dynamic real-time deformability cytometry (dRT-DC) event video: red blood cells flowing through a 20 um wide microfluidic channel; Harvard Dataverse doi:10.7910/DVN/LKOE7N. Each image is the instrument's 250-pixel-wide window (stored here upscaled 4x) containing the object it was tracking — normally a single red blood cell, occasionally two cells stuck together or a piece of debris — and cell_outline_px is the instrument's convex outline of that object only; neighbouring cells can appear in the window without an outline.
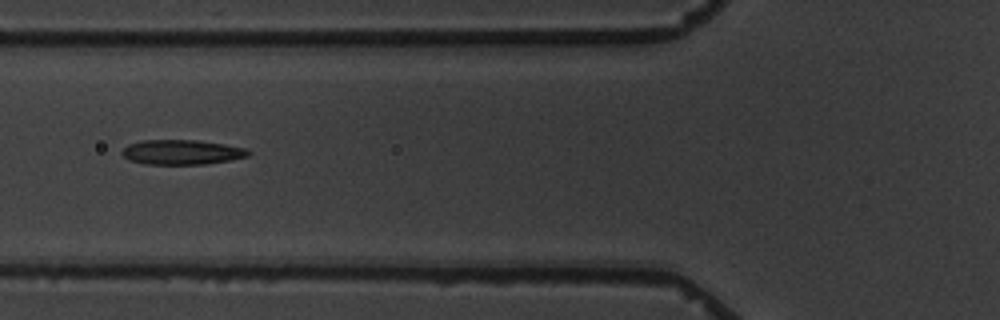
{"species": "common noctule bat (a hibernating species)", "species_latin": "Nyctalus noctula", "temperature_condition": "warm", "stored_images_in_passage": 15, "camera_frame_rate_fps": 3000, "um_per_image_px": 0.085, "animal": {"sex": "male", "body_mass_g": 19.5, "forearm_length_mm": 54.6}, "frame": {"image": 1, "passage_image": 5, "time_ms": 6.333, "image_size_px": [1000, 320], "cell_outline_px": [[252, 152], [248, 156], [228, 160], [204, 164], [144, 164], [128, 160], [120, 152], [128, 144], [140, 140], [196, 140], [224, 144], [248, 148]], "centroid_in_image_um": [15.44, 12.93], "position_along_channel_um": 110.4, "area_um2": 18.32}}
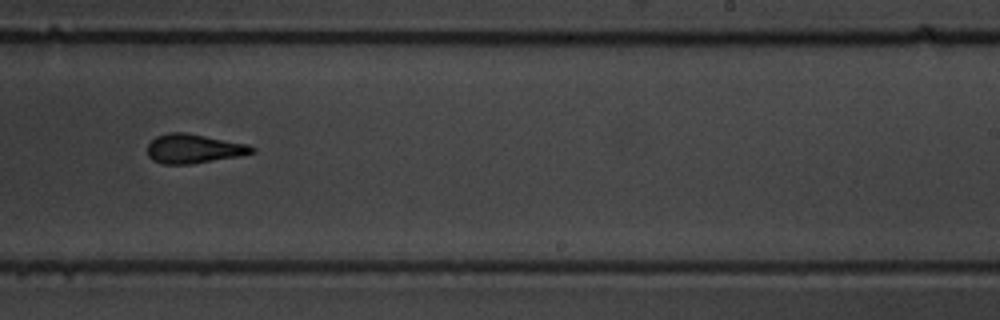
{"frame": {"image": 2, "passage_image": 9, "time_ms": 11.0, "image_size_px": [1000, 320], "cell_outline_px": [[256, 152], [240, 156], [192, 164], [160, 164], [152, 160], [148, 156], [148, 144], [156, 136], [168, 132], [184, 132], [248, 144], [256, 148]], "centroid_in_image_um": [16.47, 12.64], "position_along_channel_um": 272.5, "area_um2": 17.92}}
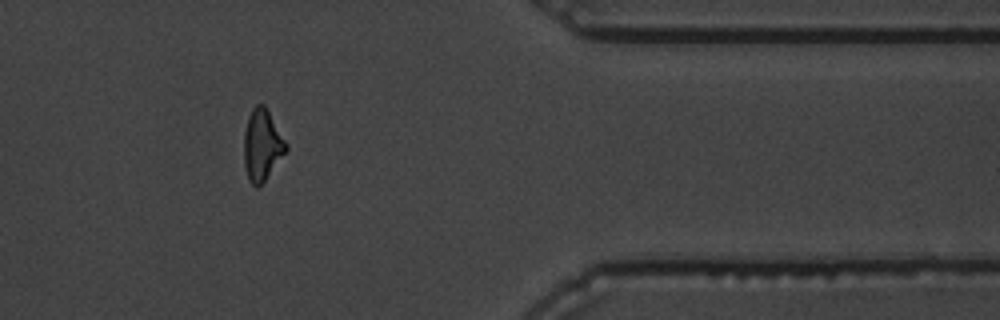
{"frame": {"image": 3, "passage_image": 12, "time_ms": 15.0, "image_size_px": [1000, 320], "cell_outline_px": [[288, 148], [264, 180], [256, 188], [248, 180], [244, 164], [244, 132], [248, 116], [252, 108], [256, 104], [264, 104], [288, 144]], "centroid_in_image_um": [22.26, 12.3], "position_along_channel_um": 389.1, "area_um2": 17.28}, "authors_computed_cell_mechanics": {"area_um2": 17.5712, "velocity_mm_per_s": 3.4874, "shape_relaxation_time_tau1_ms": 4.9304, "shape_relaxation_time_tau2_ms": 2.0604, "deformation_change_tau1": 0.1551, "deformation_change_tau2": 0.0828}}